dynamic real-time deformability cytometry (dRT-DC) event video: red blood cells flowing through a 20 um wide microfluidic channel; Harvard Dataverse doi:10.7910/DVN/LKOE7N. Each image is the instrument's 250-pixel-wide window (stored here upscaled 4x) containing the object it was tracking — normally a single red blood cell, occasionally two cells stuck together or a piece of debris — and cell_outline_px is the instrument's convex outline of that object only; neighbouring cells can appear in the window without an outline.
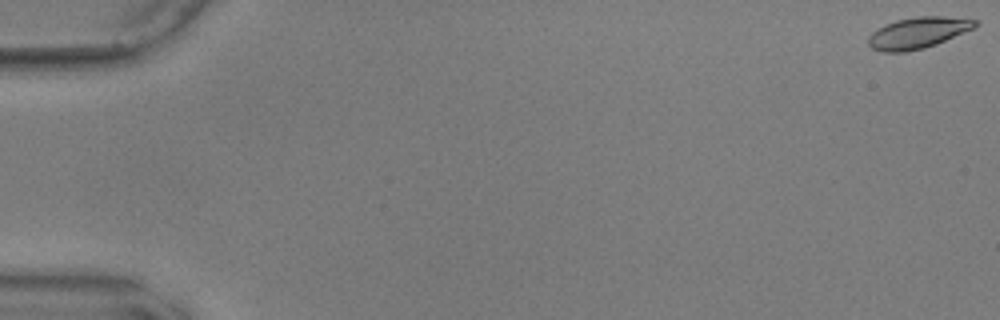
{"species": "common noctule bat (a hibernating species)", "species_latin": "Nyctalus noctula", "temperature_condition": "warm", "stored_images_in_passage": 58, "camera_frame_rate_fps": 3000, "um_per_image_px": 0.085, "animal": {"sex": "male", "body_mass_g": 17.9, "forearm_length_mm": 54.2}, "frame": {"image": 1, "passage_image": 1, "time_ms": 0.0, "image_size_px": [1000, 320], "cell_outline_px": [[980, 24], [972, 28], [936, 44], [924, 48], [904, 52], [880, 52], [872, 48], [868, 44], [868, 36], [872, 32], [884, 24], [896, 20], [916, 16], [944, 16], [976, 20]], "centroid_in_image_um": [77.97, 2.79], "position_along_channel_um": 7.0, "area_um2": 19.36}}
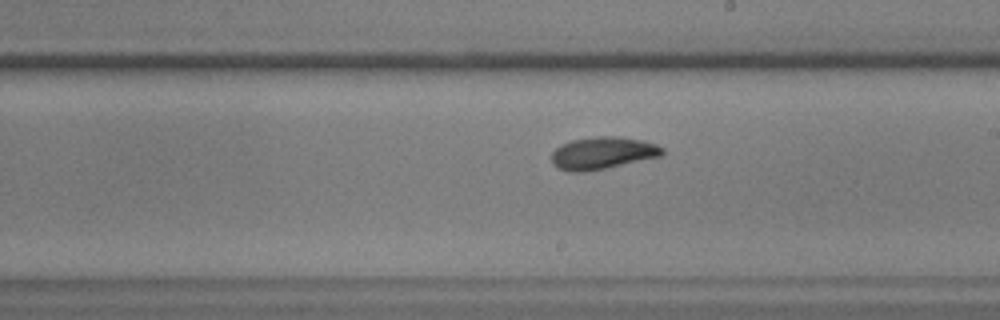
{"frame": {"image": 2, "passage_image": 34, "time_ms": 11.0, "image_size_px": [1000, 320], "cell_outline_px": [[664, 152], [660, 156], [604, 168], [584, 172], [568, 172], [556, 168], [552, 164], [552, 152], [560, 144], [572, 140], [600, 136], [620, 136], [640, 140], [656, 144], [664, 148]], "centroid_in_image_um": [51.17, 13.01], "position_along_channel_um": 237.8, "area_um2": 20.75}}
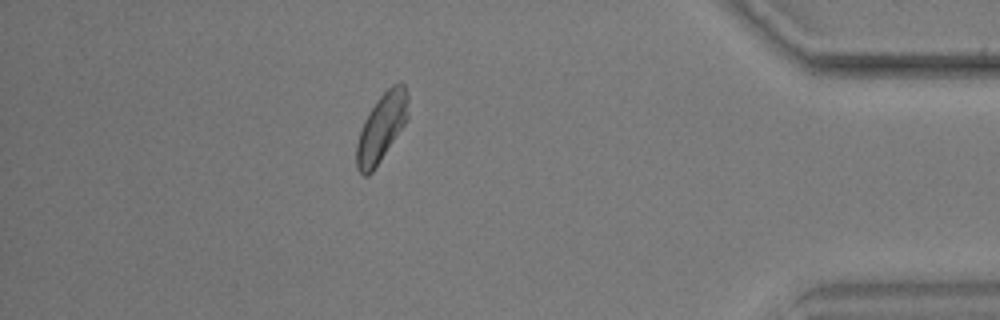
{"frame": {"image": 3, "passage_image": 51, "time_ms": 16.667, "image_size_px": [1000, 320], "cell_outline_px": [[408, 116], [404, 124], [372, 172], [368, 176], [364, 176], [356, 168], [356, 144], [364, 120], [380, 96], [392, 84], [400, 80], [404, 84], [408, 96]], "centroid_in_image_um": [32.43, 10.82], "position_along_channel_um": 402.8, "area_um2": 20.11}, "authors_computed_cell_mechanics": {"area_um2": 19.9988, "velocity_mm_per_s": 3.5763, "shape_relaxation_time_tau1_ms": 3.1118, "shape_relaxation_time_tau2_ms": 4.4167, "deformation_change_tau1": 0.0973, "deformation_change_tau2": 0.0935}}